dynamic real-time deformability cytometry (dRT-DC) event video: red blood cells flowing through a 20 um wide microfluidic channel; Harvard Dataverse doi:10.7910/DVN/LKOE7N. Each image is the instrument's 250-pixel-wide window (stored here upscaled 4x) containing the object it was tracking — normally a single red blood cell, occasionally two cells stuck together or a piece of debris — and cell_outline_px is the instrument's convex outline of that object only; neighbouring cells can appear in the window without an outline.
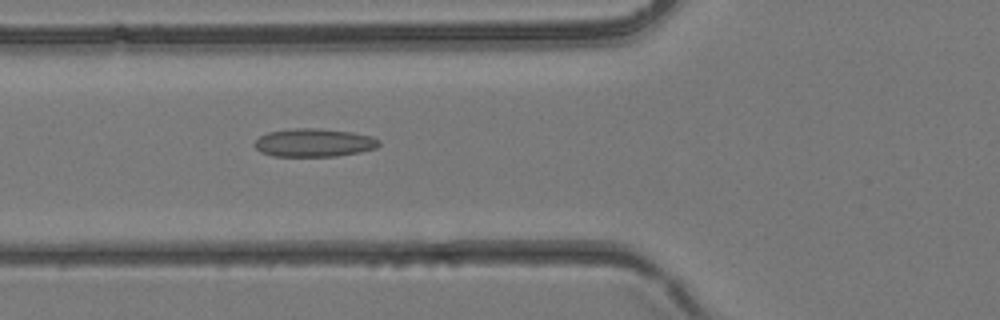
{"species": "common noctule bat (a hibernating species)", "species_latin": "Nyctalus noctula", "temperature_condition": "room temperature", "stored_images_in_passage": 28, "camera_frame_rate_fps": 3000, "um_per_image_px": 0.085, "animal": {"sex": "female", "body_mass_g": 24.6, "forearm_length_mm": 56.2}, "frame": {"image": 1, "passage_image": 4, "time_ms": 1.0, "image_size_px": [1000, 320], "cell_outline_px": [[380, 144], [376, 148], [360, 152], [336, 156], [272, 156], [260, 152], [252, 144], [260, 136], [268, 132], [288, 128], [320, 128], [352, 132], [372, 136], [380, 140]], "centroid_in_image_um": [26.67, 12.12], "position_along_channel_um": 99.1, "area_um2": 20.69}}
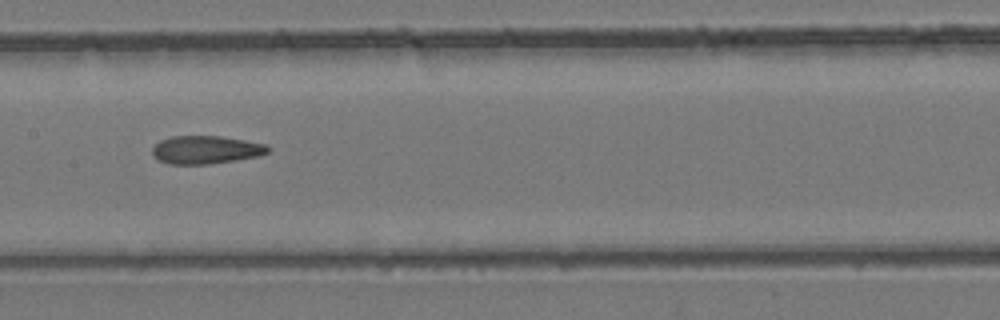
{"frame": {"image": 2, "passage_image": 9, "time_ms": 2.667, "image_size_px": [1000, 320], "cell_outline_px": [[268, 152], [260, 156], [236, 160], [208, 164], [168, 164], [156, 160], [152, 156], [152, 148], [160, 140], [172, 136], [220, 136], [244, 140], [264, 144], [268, 148]], "centroid_in_image_um": [17.44, 12.74], "position_along_channel_um": 190.0, "area_um2": 18.96}}
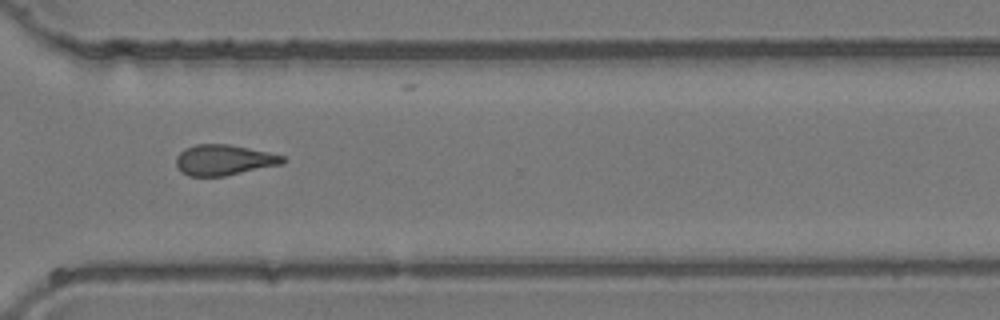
{"frame": {"image": 3, "passage_image": 18, "time_ms": 5.667, "image_size_px": [1000, 320], "cell_outline_px": [[288, 160], [284, 164], [224, 176], [188, 176], [180, 172], [176, 168], [176, 156], [184, 148], [196, 144], [228, 144], [268, 152], [284, 156]], "centroid_in_image_um": [19.02, 13.6], "position_along_channel_um": 351.6, "area_um2": 19.25}}